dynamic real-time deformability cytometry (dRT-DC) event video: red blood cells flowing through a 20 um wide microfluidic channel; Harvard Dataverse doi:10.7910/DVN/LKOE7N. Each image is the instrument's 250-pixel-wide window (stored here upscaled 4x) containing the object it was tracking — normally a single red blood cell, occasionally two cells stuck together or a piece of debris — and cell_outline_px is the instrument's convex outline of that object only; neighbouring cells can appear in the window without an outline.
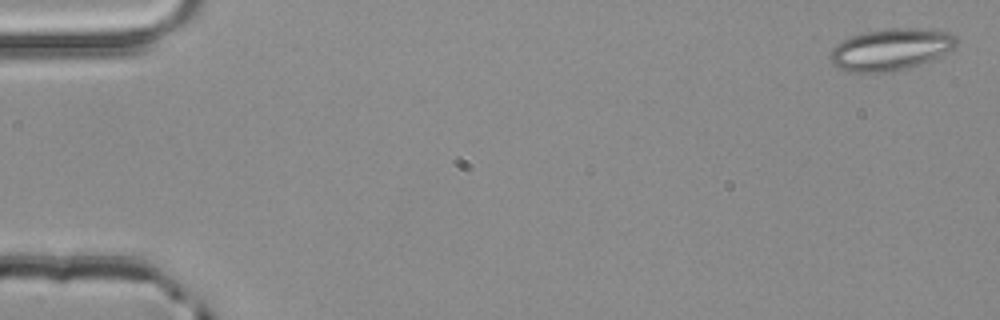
{"species": "common noctule bat (a hibernating species)", "species_latin": "Nyctalus noctula", "temperature_condition": "room temperature", "stored_images_in_passage": 5, "camera_frame_rate_fps": 3000, "um_per_image_px": 0.085, "animal": {"sex": "male", "body_mass_g": 20.4}, "frame": {"image": 1, "passage_image": 1, "time_ms": 0.0, "image_size_px": [1000, 320], "cell_outline_px": [[960, 40], [952, 48], [940, 56], [932, 60], [908, 68], [892, 72], [852, 72], [840, 68], [832, 64], [828, 56], [828, 52], [840, 40], [864, 32], [888, 28], [920, 28], [952, 32]], "centroid_in_image_um": [75.71, 4.19], "position_along_channel_um": 9.3, "area_um2": 31.1}}